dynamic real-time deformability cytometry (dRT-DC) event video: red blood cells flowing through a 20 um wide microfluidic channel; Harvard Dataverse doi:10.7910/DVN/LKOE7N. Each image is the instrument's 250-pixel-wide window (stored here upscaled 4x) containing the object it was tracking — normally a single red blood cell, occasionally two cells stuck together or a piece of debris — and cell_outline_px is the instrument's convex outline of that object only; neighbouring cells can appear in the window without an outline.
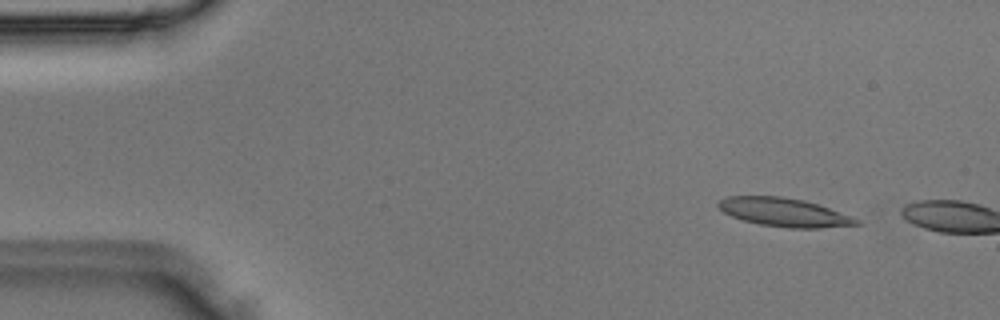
{"species": "Egyptian fruit bat (a non-hibernating species)", "species_latin": "Rousettus aegyptiacus", "temperature_condition": "room temperature", "stored_images_in_passage": 5, "camera_frame_rate_fps": 3000, "um_per_image_px": 0.085, "animal": {"sex": "male"}, "frame": {"image": 1, "passage_image": 2, "time_ms": 0.333, "image_size_px": [1000, 320], "cell_outline_px": [[864, 224], [820, 228], [788, 228], [760, 224], [744, 220], [732, 216], [724, 212], [716, 204], [720, 200], [728, 196], [780, 196], [804, 200], [852, 216], [860, 220]], "centroid_in_image_um": [66.68, 18.05], "position_along_channel_um": 18.3, "area_um2": 22.83}}